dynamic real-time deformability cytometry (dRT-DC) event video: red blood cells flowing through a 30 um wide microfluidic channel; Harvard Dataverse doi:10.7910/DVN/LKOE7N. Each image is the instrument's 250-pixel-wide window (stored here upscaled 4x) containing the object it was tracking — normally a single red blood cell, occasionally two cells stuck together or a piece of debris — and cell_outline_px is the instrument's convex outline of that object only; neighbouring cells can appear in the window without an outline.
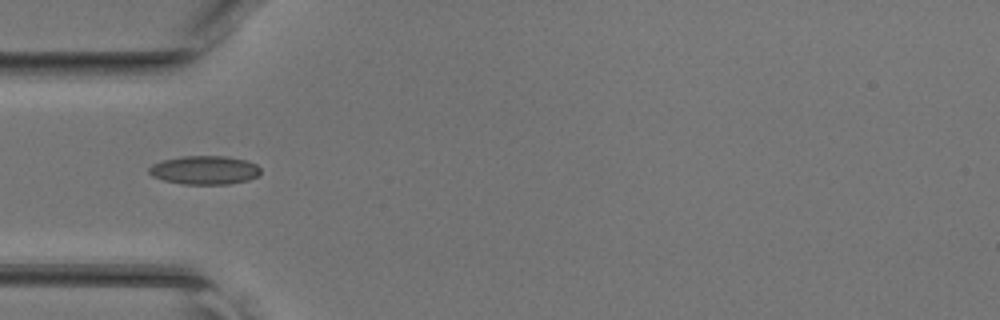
{"species": "common noctule bat (a hibernating species)", "species_latin": "Nyctalus noctula", "temperature_condition": "room temperature", "stored_images_in_passage": 32, "camera_frame_rate_fps": 3000, "um_per_image_px": 0.085, "animal": {"sex": "female", "body_mass_g": 17.0, "forearm_length_mm": 48.0}, "frame": {"image": 1, "passage_image": 1, "time_ms": 0.0, "image_size_px": [1000, 320], "cell_outline_px": [[260, 172], [256, 176], [248, 180], [228, 184], [184, 184], [164, 180], [152, 176], [148, 172], [148, 168], [152, 164], [164, 160], [184, 156], [224, 156], [244, 160], [256, 164], [260, 168]], "centroid_in_image_um": [17.37, 14.46], "position_along_channel_um": 67.6, "area_um2": 18.44}}
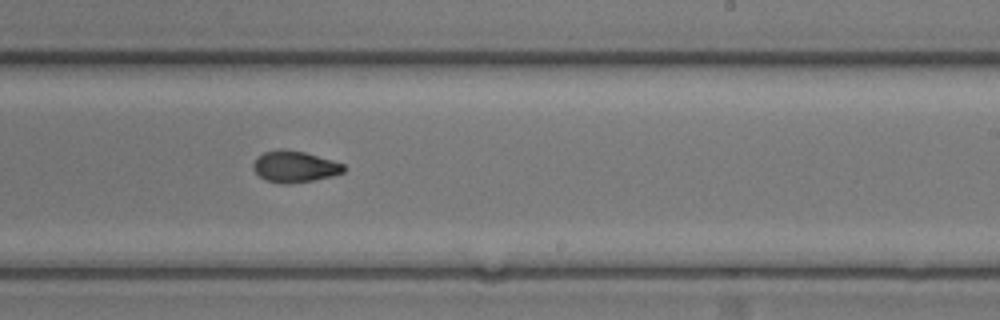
{"frame": {"image": 2, "passage_image": 14, "time_ms": 4.333, "image_size_px": [1000, 320], "cell_outline_px": [[348, 168], [344, 172], [332, 176], [312, 180], [288, 184], [284, 184], [264, 180], [252, 168], [252, 164], [256, 156], [264, 152], [280, 148], [284, 148], [304, 152], [332, 160], [344, 164]], "centroid_in_image_um": [25.03, 14.15], "position_along_channel_um": 264.0, "area_um2": 16.76}}
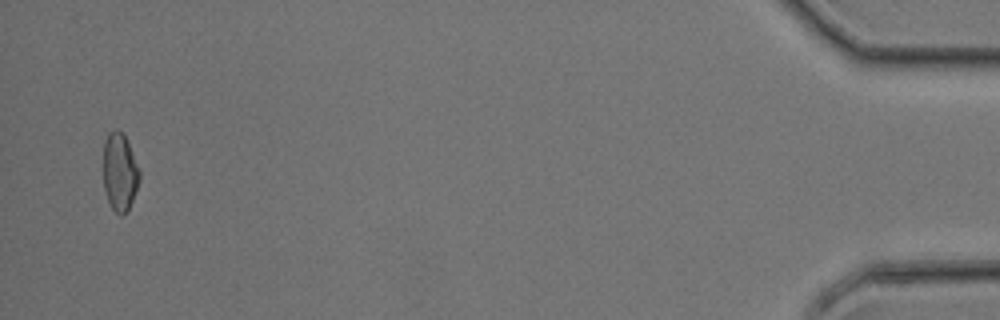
{"frame": {"image": 3, "passage_image": 31, "time_ms": 10.0, "image_size_px": [1000, 320], "cell_outline_px": [[140, 180], [132, 200], [124, 216], [120, 216], [112, 208], [108, 200], [104, 188], [104, 140], [108, 132], [116, 128], [124, 136], [140, 168]], "centroid_in_image_um": [10.18, 14.62], "position_along_channel_um": 425.0, "area_um2": 16.36}}